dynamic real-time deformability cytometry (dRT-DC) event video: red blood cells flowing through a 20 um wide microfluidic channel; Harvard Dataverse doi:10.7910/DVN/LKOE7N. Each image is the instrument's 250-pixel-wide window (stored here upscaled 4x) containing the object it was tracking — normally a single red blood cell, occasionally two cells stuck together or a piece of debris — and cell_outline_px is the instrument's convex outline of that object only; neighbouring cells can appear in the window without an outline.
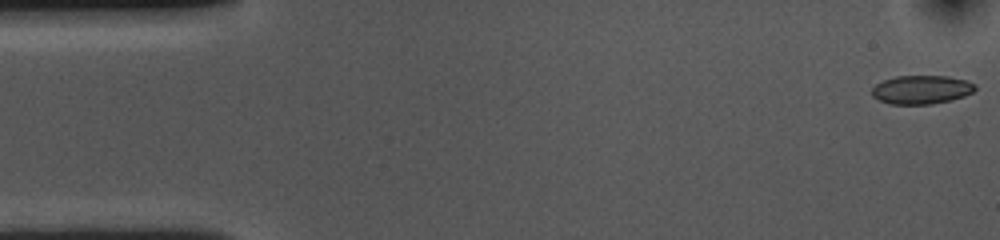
{"species": "common noctule bat (a hibernating species)", "species_latin": "Nyctalus noctula", "temperature_condition": "cold", "stored_images_in_passage": 16, "camera_frame_rate_fps": 3000, "um_per_image_px": 0.085, "animal": {"sex": "female", "body_mass_g": 10.0, "forearm_length_mm": 53.1}, "frame": {"image": 1, "passage_image": 1, "time_ms": 0.0, "image_size_px": [1000, 240], "cell_outline_px": [[976, 88], [972, 92], [964, 96], [952, 100], [932, 104], [892, 104], [880, 100], [872, 96], [872, 88], [876, 84], [884, 80], [896, 76], [948, 76], [968, 80], [976, 84]], "centroid_in_image_um": [78.35, 7.61], "position_along_channel_um": 6.6, "area_um2": 17.28}}
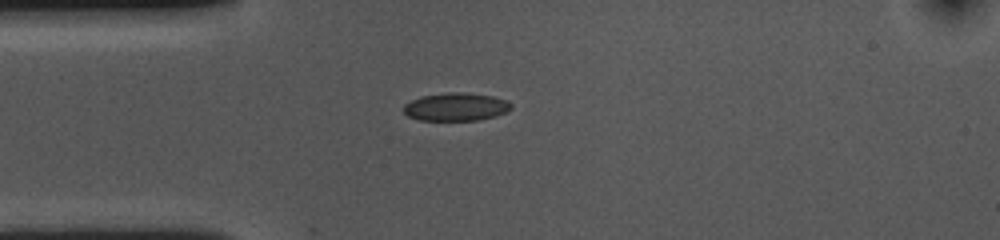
{"frame": {"image": 2, "passage_image": 13, "time_ms": 4.0, "image_size_px": [1000, 240], "cell_outline_px": [[512, 108], [496, 116], [480, 120], [420, 120], [408, 116], [404, 112], [404, 104], [420, 96], [448, 92], [464, 92], [492, 96], [508, 100], [512, 104]], "centroid_in_image_um": [38.77, 9.07], "position_along_channel_um": 46.2, "area_um2": 17.63}}